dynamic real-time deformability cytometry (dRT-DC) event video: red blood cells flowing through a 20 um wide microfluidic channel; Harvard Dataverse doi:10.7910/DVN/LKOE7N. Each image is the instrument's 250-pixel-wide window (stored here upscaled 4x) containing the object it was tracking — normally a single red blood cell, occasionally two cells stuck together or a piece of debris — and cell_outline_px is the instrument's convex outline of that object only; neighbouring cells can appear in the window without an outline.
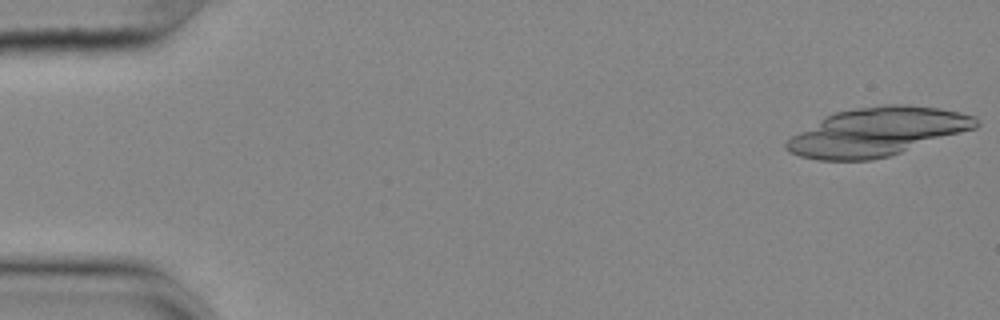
{"species": "common noctule bat (a hibernating species)", "species_latin": "Nyctalus noctula", "temperature_condition": "cold", "stored_images_in_passage": 39, "camera_frame_rate_fps": 3000, "um_per_image_px": 0.085, "animal": {"sex": "female", "body_mass_g": 25.1}, "frame": {"image": 1, "passage_image": 1, "time_ms": 0.0, "image_size_px": [1000, 320], "cell_outline_px": [[980, 124], [976, 128], [888, 156], [872, 160], [816, 160], [800, 156], [784, 148], [784, 144], [792, 136], [824, 116], [832, 112], [856, 108], [884, 104], [908, 104], [940, 108], [960, 112], [976, 116], [980, 120]], "centroid_in_image_um": [74.57, 11.19], "position_along_channel_um": 10.4, "area_um2": 53.41}}